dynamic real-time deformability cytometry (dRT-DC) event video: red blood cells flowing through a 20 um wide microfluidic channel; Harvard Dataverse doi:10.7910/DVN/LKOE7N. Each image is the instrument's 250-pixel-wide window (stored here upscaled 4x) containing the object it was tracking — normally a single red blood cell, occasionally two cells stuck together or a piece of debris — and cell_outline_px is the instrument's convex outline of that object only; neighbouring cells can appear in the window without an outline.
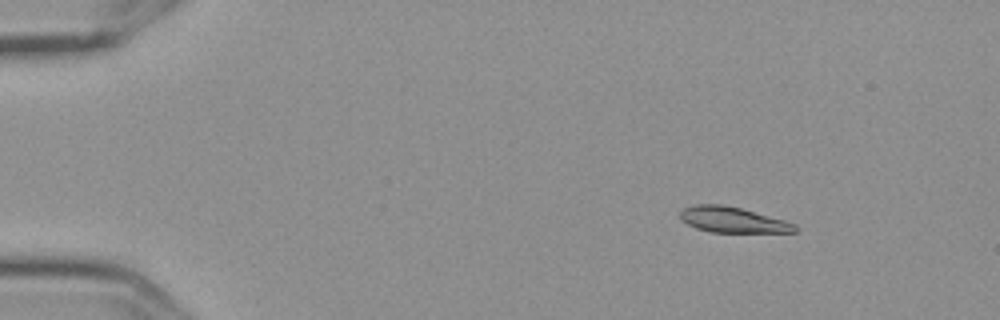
{"species": "Egyptian fruit bat (a non-hibernating species)", "species_latin": "Rousettus aegyptiacus", "temperature_condition": "cold", "stored_images_in_passage": 7, "camera_frame_rate_fps": 3000, "um_per_image_px": 0.085, "frame": {"image": 1, "passage_image": 3, "time_ms": 0.667, "image_size_px": [1000, 320], "cell_outline_px": [[800, 228], [796, 232], [712, 232], [696, 228], [680, 220], [680, 212], [684, 208], [696, 204], [724, 204], [740, 208], [784, 220], [796, 224]], "centroid_in_image_um": [62.28, 18.68], "position_along_channel_um": 22.7, "area_um2": 17.11}}
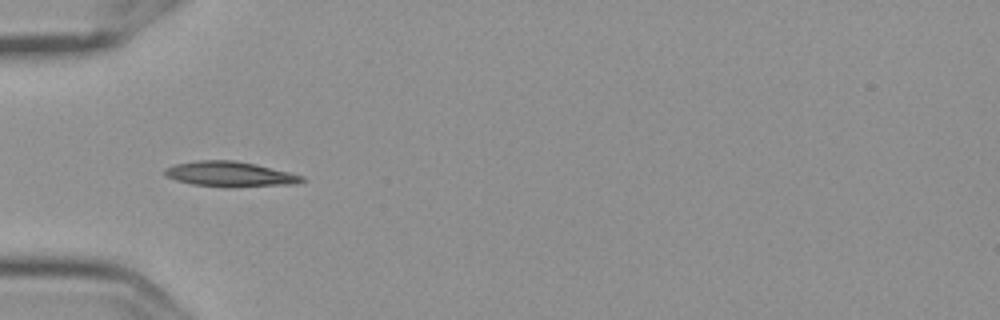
{"frame": {"image": 2, "passage_image": 6, "time_ms": 1.667, "image_size_px": [1000, 320], "cell_outline_px": [[304, 180], [296, 184], [232, 188], [192, 184], [176, 180], [168, 176], [164, 172], [164, 168], [176, 164], [196, 160], [236, 160], [256, 164], [304, 176]], "centroid_in_image_um": [19.56, 14.81], "position_along_channel_um": 65.4, "area_um2": 20.23}}
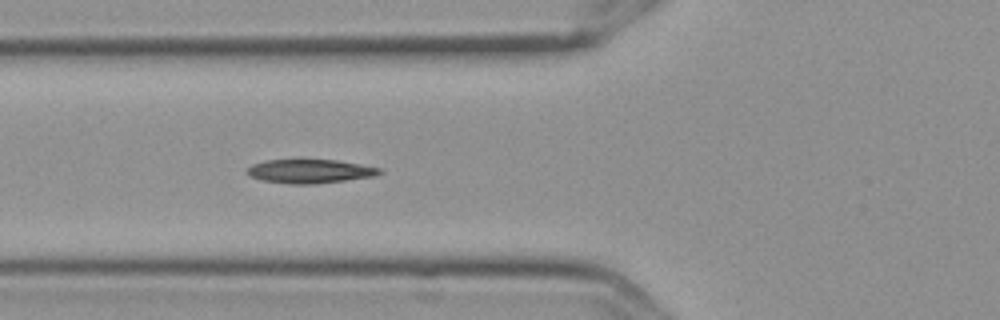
{"frame": {"image": 3, "passage_image": 7, "time_ms": 2.0, "image_size_px": [1000, 320], "cell_outline_px": [[384, 172], [376, 176], [316, 184], [292, 184], [264, 180], [248, 176], [244, 172], [252, 164], [264, 160], [304, 156], [336, 160], [360, 164], [380, 168]], "centroid_in_image_um": [26.3, 14.5], "position_along_channel_um": 99.5, "area_um2": 19.48}}